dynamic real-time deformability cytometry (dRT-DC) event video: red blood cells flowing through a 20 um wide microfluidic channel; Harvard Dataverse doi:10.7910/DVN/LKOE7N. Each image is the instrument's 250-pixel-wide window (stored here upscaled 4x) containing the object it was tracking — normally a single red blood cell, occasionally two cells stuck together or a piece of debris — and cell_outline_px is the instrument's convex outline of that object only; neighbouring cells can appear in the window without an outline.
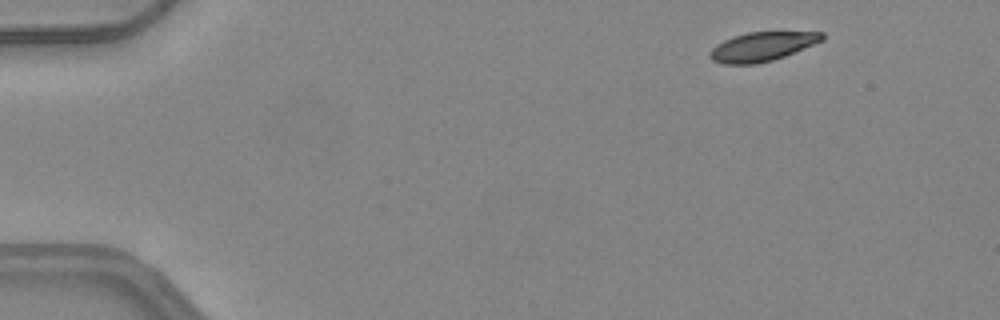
{"species": "common noctule bat (a hibernating species)", "species_latin": "Nyctalus noctula", "temperature_condition": "warm", "stored_images_in_passage": 13, "camera_frame_rate_fps": 3000, "um_per_image_px": 0.085, "animal": {"sex": "female", "body_mass_g": 24.6, "forearm_length_mm": 56.2}, "frame": {"image": 1, "passage_image": 2, "time_ms": 0.333, "image_size_px": [1000, 320], "cell_outline_px": [[824, 40], [784, 56], [772, 60], [756, 64], [720, 64], [712, 60], [708, 56], [708, 52], [716, 44], [732, 36], [748, 32], [824, 32]], "centroid_in_image_um": [64.73, 3.96], "position_along_channel_um": 20.3, "area_um2": 19.07}}